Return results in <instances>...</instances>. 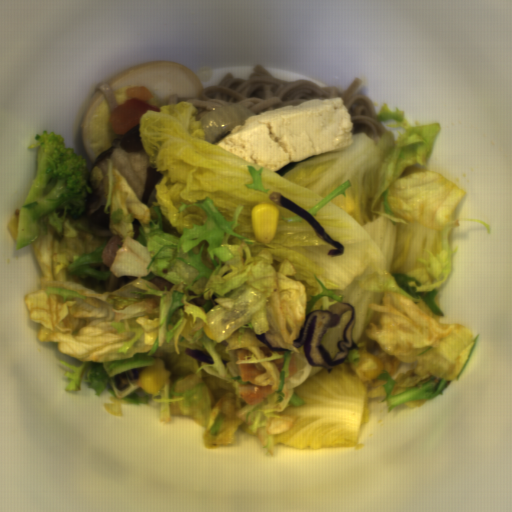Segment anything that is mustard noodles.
Listing matches in <instances>:
<instances>
[{"label":"mustard noodles","mask_w":512,"mask_h":512,"mask_svg":"<svg viewBox=\"0 0 512 512\" xmlns=\"http://www.w3.org/2000/svg\"><path fill=\"white\" fill-rule=\"evenodd\" d=\"M363 78H354L347 89L320 86L317 83L274 78L263 66L253 67L248 77L226 74L216 85L204 86L200 93L180 97L177 102H191L196 117L230 103L243 105L257 116L289 106H298L307 100L342 98L350 115L354 136L362 132L377 145L384 132H389L377 116L374 102L363 93Z\"/></svg>","instance_id":"1"}]
</instances>
